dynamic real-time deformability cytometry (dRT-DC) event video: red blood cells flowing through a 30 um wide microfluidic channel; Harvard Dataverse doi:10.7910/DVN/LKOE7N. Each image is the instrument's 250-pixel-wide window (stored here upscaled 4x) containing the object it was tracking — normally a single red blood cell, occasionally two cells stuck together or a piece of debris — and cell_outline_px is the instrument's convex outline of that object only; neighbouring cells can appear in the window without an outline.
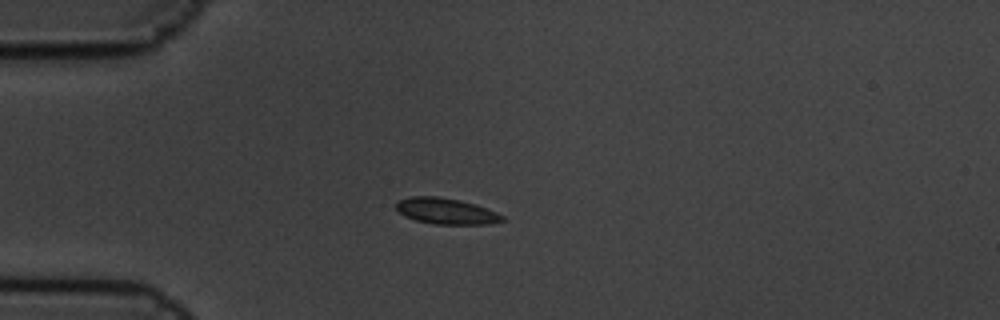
{"species": "common noctule bat (a hibernating species)", "species_latin": "Nyctalus noctula", "temperature_condition": "cold", "stored_images_in_passage": 6, "camera_frame_rate_fps": 3000, "um_per_image_px": 0.085, "animal": {"sex": "male", "body_mass_g": 19.5, "forearm_length_mm": 54.6}, "frame": {"image": 1, "passage_image": 3, "time_ms": 0.667, "image_size_px": [1000, 320], "cell_outline_px": [[504, 220], [488, 224], [432, 224], [416, 220], [404, 216], [396, 208], [396, 204], [400, 200], [412, 196], [440, 196], [460, 200], [476, 204], [496, 212], [504, 216]], "centroid_in_image_um": [37.92, 17.94], "position_along_channel_um": 47.1, "area_um2": 16.07}}
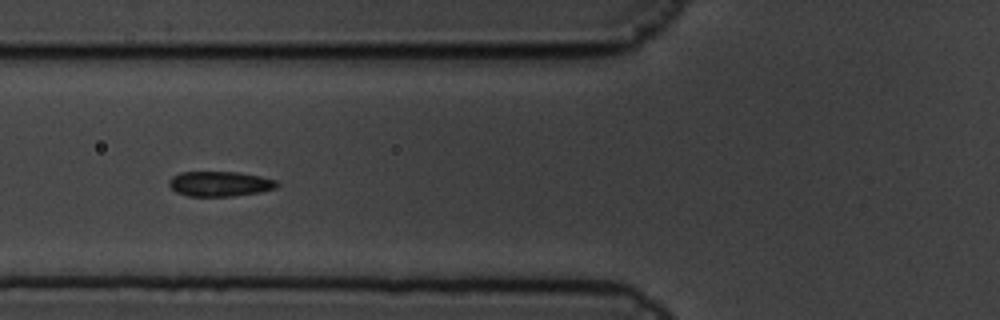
{"frame": {"image": 2, "passage_image": 5, "time_ms": 1.333, "image_size_px": [1000, 320], "cell_outline_px": [[280, 184], [276, 188], [260, 192], [232, 196], [188, 196], [176, 192], [168, 184], [168, 180], [172, 176], [180, 172], [240, 172], [260, 176], [276, 180]], "centroid_in_image_um": [18.69, 15.62], "position_along_channel_um": 107.1, "area_um2": 15.84}}
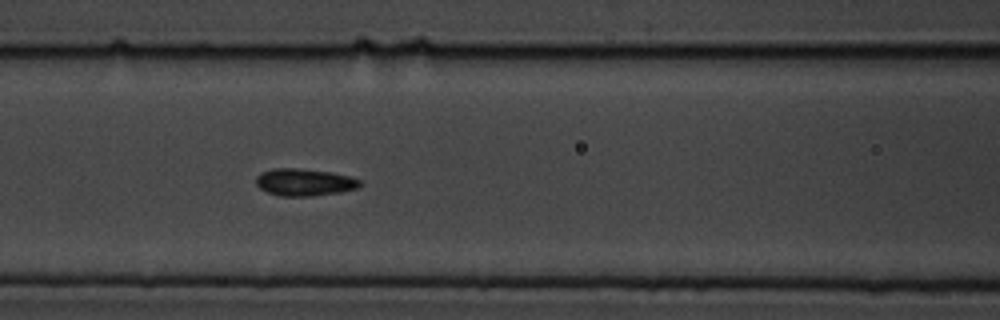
{"frame": {"image": 3, "passage_image": 6, "time_ms": 1.667, "image_size_px": [1000, 320], "cell_outline_px": [[360, 188], [340, 192], [312, 196], [280, 196], [268, 192], [260, 188], [256, 184], [256, 176], [260, 172], [272, 168], [300, 168], [332, 172], [348, 176], [360, 180]], "centroid_in_image_um": [25.86, 15.48], "position_along_channel_um": 140.7, "area_um2": 16.59}}